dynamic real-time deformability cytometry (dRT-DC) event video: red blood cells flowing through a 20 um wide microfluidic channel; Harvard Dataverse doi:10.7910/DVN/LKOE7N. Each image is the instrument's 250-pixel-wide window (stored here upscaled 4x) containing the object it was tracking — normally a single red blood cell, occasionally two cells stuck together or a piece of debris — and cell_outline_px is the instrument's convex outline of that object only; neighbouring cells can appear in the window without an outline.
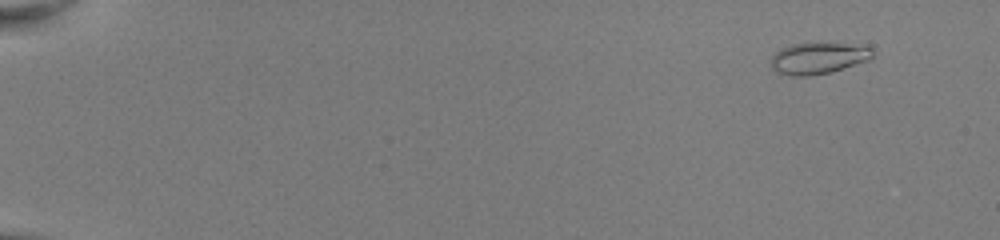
{"species": "common noctule bat (a hibernating species)", "species_latin": "Nyctalus noctula", "temperature_condition": "room temperature", "stored_images_in_passage": 49, "camera_frame_rate_fps": 3000, "um_per_image_px": 0.085, "animal": {"sex": "female", "body_mass_g": 22.0, "forearm_length_mm": 56.7}, "frame": {"image": 1, "passage_image": 1, "time_ms": 0.0, "image_size_px": [1000, 240], "cell_outline_px": [[872, 56], [868, 60], [832, 72], [812, 76], [792, 76], [776, 72], [772, 68], [772, 56], [780, 48], [792, 44], [872, 44]], "centroid_in_image_um": [69.59, 4.95], "position_along_channel_um": 15.4, "area_um2": 18.67}}
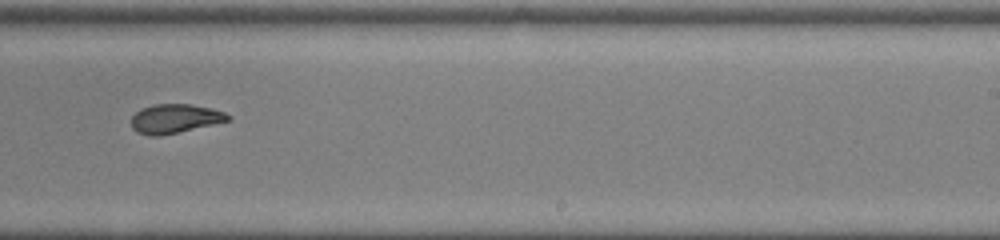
{"frame": {"image": 2, "passage_image": 32, "time_ms": 10.333, "image_size_px": [1000, 240], "cell_outline_px": [[232, 116], [228, 120], [212, 124], [160, 136], [148, 136], [136, 132], [132, 128], [132, 116], [140, 108], [152, 104], [192, 104], [212, 108], [224, 112]], "centroid_in_image_um": [14.82, 10.07], "position_along_channel_um": 274.2, "area_um2": 16.36}}
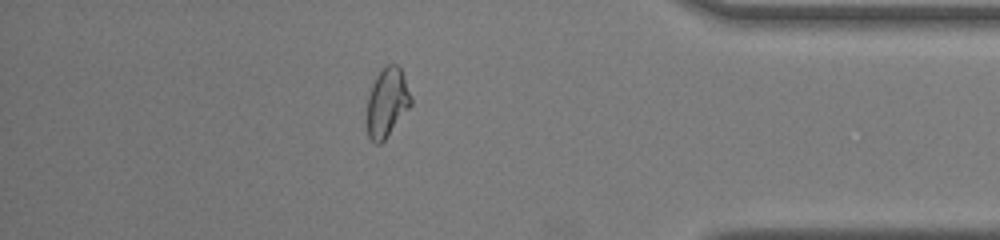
{"frame": {"image": 3, "passage_image": 43, "time_ms": 14.0, "image_size_px": [1000, 240], "cell_outline_px": [[412, 104], [384, 140], [380, 144], [376, 144], [368, 136], [368, 96], [372, 84], [376, 76], [388, 64], [396, 64], [400, 68], [404, 76], [412, 96]], "centroid_in_image_um": [32.92, 8.7], "position_along_channel_um": 402.3, "area_um2": 17.4}, "authors_computed_cell_mechanics": {"area_um2": 17.3978, "velocity_mm_per_s": 4.0725, "shape_relaxation_time_tau1_ms": 8.581, "shape_relaxation_time_tau2_ms": 1.8689, "deformation_change_tau1": 0.2375, "deformation_change_tau2": 0.0746}}